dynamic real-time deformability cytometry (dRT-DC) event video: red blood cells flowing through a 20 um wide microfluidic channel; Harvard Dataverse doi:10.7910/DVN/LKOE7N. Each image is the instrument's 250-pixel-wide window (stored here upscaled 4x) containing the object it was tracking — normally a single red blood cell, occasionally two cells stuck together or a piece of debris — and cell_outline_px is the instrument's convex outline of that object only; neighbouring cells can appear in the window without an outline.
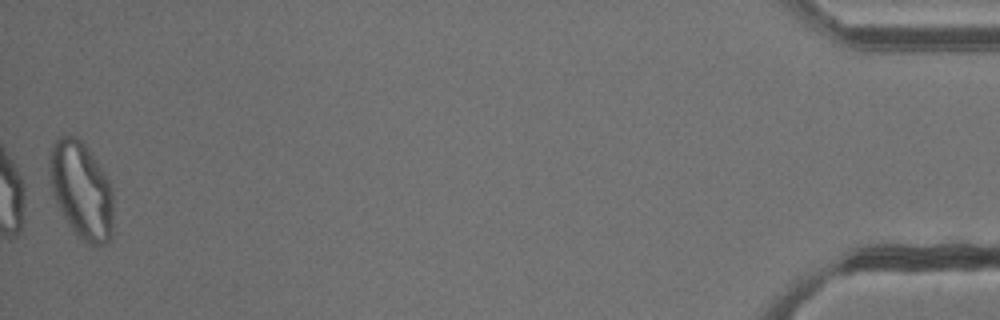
{"species": "common noctule bat (a hibernating species)", "species_latin": "Nyctalus noctula", "temperature_condition": "cold", "stored_images_in_passage": 38, "camera_frame_rate_fps": 3000, "um_per_image_px": 0.085, "animal": {"sex": "male", "body_mass_g": 13.3}, "frame": {"image": 1, "passage_image": 38, "time_ms": 12.333, "image_size_px": [1000, 320], "cell_outline_px": [[112, 236], [104, 244], [88, 244], [68, 224], [56, 204], [52, 192], [48, 168], [48, 156], [52, 144], [60, 136], [76, 136], [84, 144], [100, 164], [112, 188]], "centroid_in_image_um": [6.89, 16.12], "position_along_channel_um": 428.3, "area_um2": 36.07}, "authors_computed_cell_mechanics": {"area_um2": 23.1778, "velocity_mm_per_s": 3.8051, "shape_relaxation_time_tau1_ms": null, "shape_relaxation_time_tau2_ms": 1.3969, "deformation_change_tau1": null, "deformation_change_tau2": 0.0938}}